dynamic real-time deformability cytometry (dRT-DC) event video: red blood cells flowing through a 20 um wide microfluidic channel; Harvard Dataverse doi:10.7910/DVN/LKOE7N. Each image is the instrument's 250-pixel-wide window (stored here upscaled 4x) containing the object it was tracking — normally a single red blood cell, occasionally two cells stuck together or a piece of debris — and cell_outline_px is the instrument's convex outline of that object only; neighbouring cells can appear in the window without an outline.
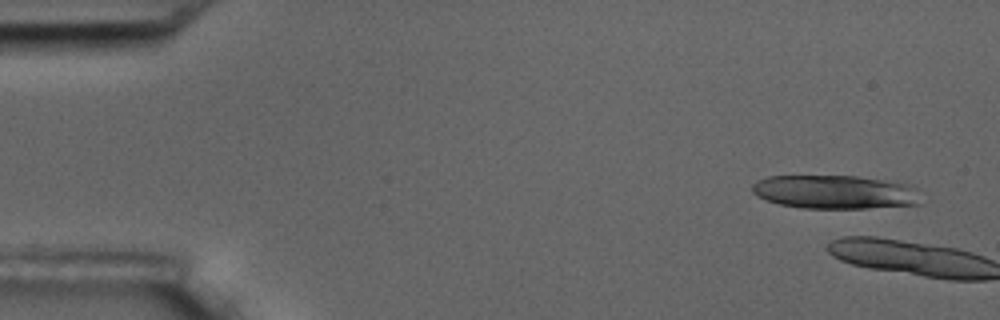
{"species": "common noctule bat (a hibernating species)", "species_latin": "Nyctalus noctula", "temperature_condition": "room temperature", "stored_images_in_passage": 5, "camera_frame_rate_fps": 3000, "um_per_image_px": 0.085, "animal": {"sex": "male", "body_mass_g": 17.5, "forearm_length_mm": 52.3}, "frame": {"image": 1, "passage_image": 3, "time_ms": 0.667, "image_size_px": [1000, 320], "cell_outline_px": [[920, 204], [868, 208], [800, 208], [780, 204], [756, 196], [752, 192], [752, 184], [756, 180], [768, 176], [856, 176], [912, 184], [916, 188]], "centroid_in_image_um": [70.95, 16.31], "position_along_channel_um": 14.0, "area_um2": 33.18}}